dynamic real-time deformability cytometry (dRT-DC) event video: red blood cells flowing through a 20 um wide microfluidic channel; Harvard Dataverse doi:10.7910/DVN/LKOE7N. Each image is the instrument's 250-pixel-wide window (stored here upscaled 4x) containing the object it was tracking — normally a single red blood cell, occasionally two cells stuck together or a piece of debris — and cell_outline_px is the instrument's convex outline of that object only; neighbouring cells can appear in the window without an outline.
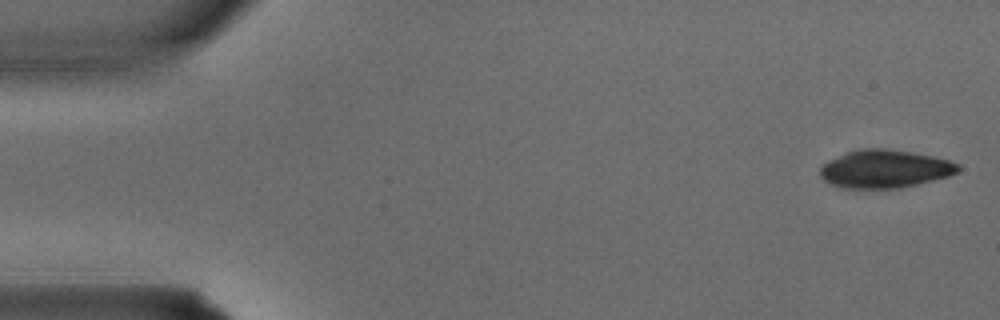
{"species": "common noctule bat (a hibernating species)", "species_latin": "Nyctalus noctula", "temperature_condition": "warm", "stored_images_in_passage": 3, "camera_frame_rate_fps": 3000, "um_per_image_px": 0.085, "animal": {"sex": "male", "body_mass_g": 15.6}, "frame": {"image": 1, "passage_image": 1, "time_ms": 0.0, "image_size_px": [1000, 320], "cell_outline_px": [[960, 172], [948, 176], [900, 188], [840, 188], [824, 180], [820, 176], [820, 168], [828, 160], [856, 148], [884, 148], [932, 156], [948, 160], [960, 164]], "centroid_in_image_um": [75.19, 14.35], "position_along_channel_um": 9.8, "area_um2": 30.52}}